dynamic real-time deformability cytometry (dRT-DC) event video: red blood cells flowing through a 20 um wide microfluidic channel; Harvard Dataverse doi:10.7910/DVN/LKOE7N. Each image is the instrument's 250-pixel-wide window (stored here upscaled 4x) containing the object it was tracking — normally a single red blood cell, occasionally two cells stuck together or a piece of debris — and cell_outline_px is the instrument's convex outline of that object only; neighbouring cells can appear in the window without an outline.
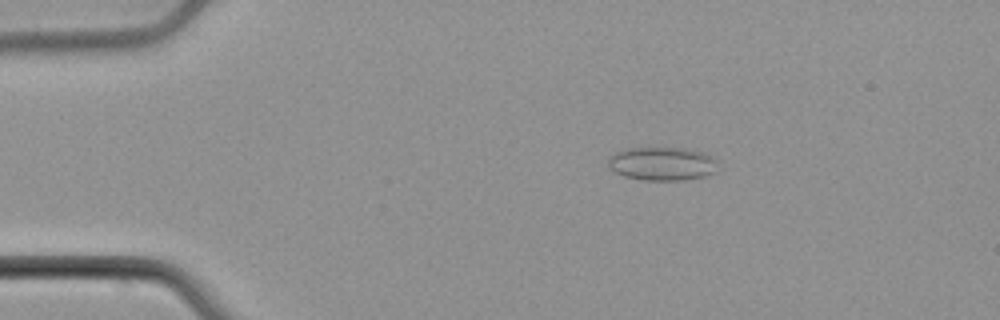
{"species": "common noctule bat (a hibernating species)", "species_latin": "Nyctalus noctula", "temperature_condition": "cold", "stored_images_in_passage": 4, "camera_frame_rate_fps": 3000, "um_per_image_px": 0.085, "animal": {"sex": "male", "body_mass_g": 21.5, "forearm_length_mm": 52.0}, "frame": {"image": 1, "passage_image": 3, "time_ms": 2.333, "image_size_px": [1000, 320], "cell_outline_px": [[716, 172], [704, 176], [684, 180], [644, 180], [624, 176], [608, 168], [608, 160], [616, 152], [628, 148], [684, 148], [700, 152], [716, 160]], "centroid_in_image_um": [56.26, 13.92], "position_along_channel_um": 28.7, "area_um2": 21.15}}